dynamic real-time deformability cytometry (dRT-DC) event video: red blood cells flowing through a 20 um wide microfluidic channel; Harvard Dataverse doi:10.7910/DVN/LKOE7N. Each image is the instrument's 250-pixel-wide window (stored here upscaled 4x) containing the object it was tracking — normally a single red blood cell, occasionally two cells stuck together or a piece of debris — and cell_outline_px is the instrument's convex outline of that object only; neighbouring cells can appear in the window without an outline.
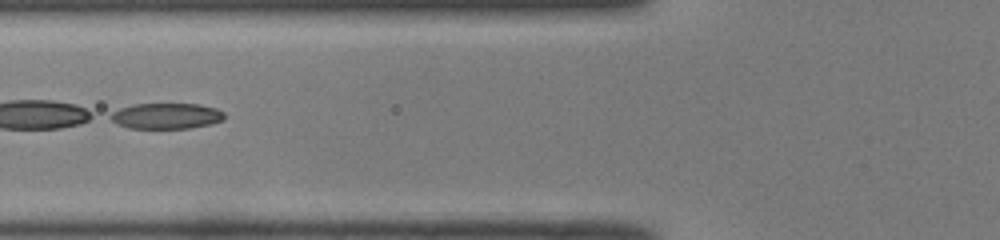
{"species": "common noctule bat (a hibernating species)", "species_latin": "Nyctalus noctula", "temperature_condition": "room temperature", "stored_images_in_passage": 35, "camera_frame_rate_fps": 3000, "um_per_image_px": 0.085, "animal": {"sex": "male", "body_mass_g": 19.0, "forearm_length_mm": 50.8}, "frame": {"image": 1, "passage_image": 6, "time_ms": 1.667, "image_size_px": [1000, 240], "cell_outline_px": [[224, 120], [212, 124], [192, 128], [128, 128], [104, 116], [120, 108], [132, 104], [200, 104], [216, 108], [224, 112]], "centroid_in_image_um": [14.13, 9.85], "position_along_channel_um": 111.7, "area_um2": 17.28}}
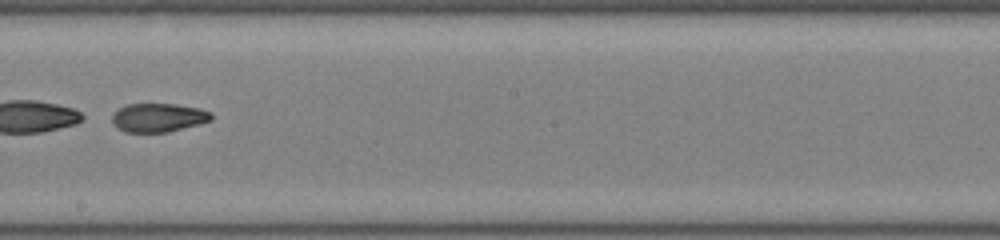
{"frame": {"image": 2, "passage_image": 15, "time_ms": 4.667, "image_size_px": [1000, 240], "cell_outline_px": [[212, 120], [200, 124], [168, 132], [124, 132], [116, 128], [112, 124], [112, 116], [120, 108], [128, 104], [176, 104], [200, 108], [212, 112]], "centroid_in_image_um": [13.48, 10.0], "position_along_channel_um": 234.7, "area_um2": 16.7}}
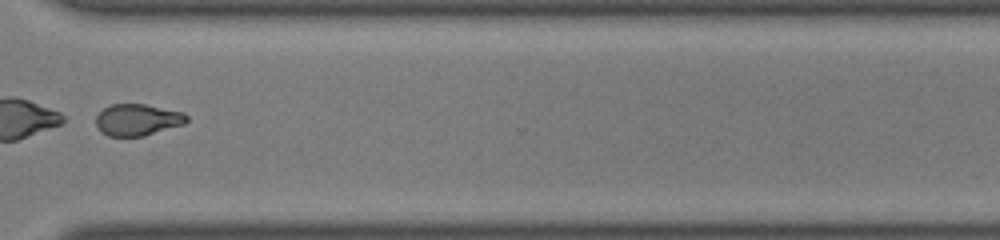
{"frame": {"image": 3, "passage_image": 24, "time_ms": 7.667, "image_size_px": [1000, 240], "cell_outline_px": [[188, 120], [184, 124], [144, 136], [108, 136], [100, 132], [96, 124], [96, 116], [104, 108], [112, 104], [144, 104], [184, 112], [188, 116]], "centroid_in_image_um": [11.69, 10.18], "position_along_channel_um": 358.9, "area_um2": 16.76}, "authors_computed_cell_mechanics": {"area_um2": 17.4556, "velocity_mm_per_s": 4.1149, "shape_relaxation_time_tau1_ms": 1.3382, "shape_relaxation_time_tau2_ms": 1.2624, "deformation_change_tau1": 0.2884, "deformation_change_tau2": 0.0711}}